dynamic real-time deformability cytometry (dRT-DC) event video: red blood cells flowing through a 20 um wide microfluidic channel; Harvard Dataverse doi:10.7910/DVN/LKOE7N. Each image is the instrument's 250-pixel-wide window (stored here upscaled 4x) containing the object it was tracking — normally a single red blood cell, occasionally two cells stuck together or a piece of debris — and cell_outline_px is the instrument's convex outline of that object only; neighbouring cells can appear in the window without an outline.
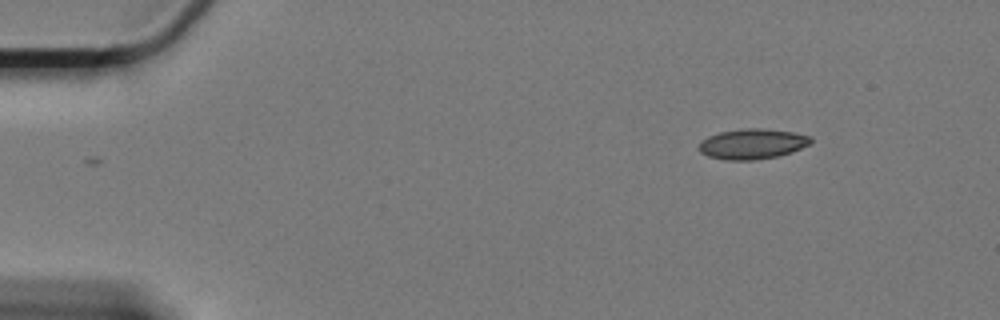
{"species": "Egyptian fruit bat (a non-hibernating species)", "species_latin": "Rousettus aegyptiacus", "temperature_condition": "cold", "stored_images_in_passage": 41, "camera_frame_rate_fps": 3000, "um_per_image_px": 0.085, "animal": {"sex": "female"}, "frame": {"image": 1, "passage_image": 1, "time_ms": 0.0, "image_size_px": [1000, 320], "cell_outline_px": [[812, 140], [808, 144], [792, 152], [780, 156], [756, 160], [724, 160], [708, 156], [700, 152], [700, 144], [708, 136], [720, 132], [748, 128], [760, 128], [792, 132], [812, 136]], "centroid_in_image_um": [63.97, 12.24], "position_along_channel_um": 21.0, "area_um2": 19.59}}
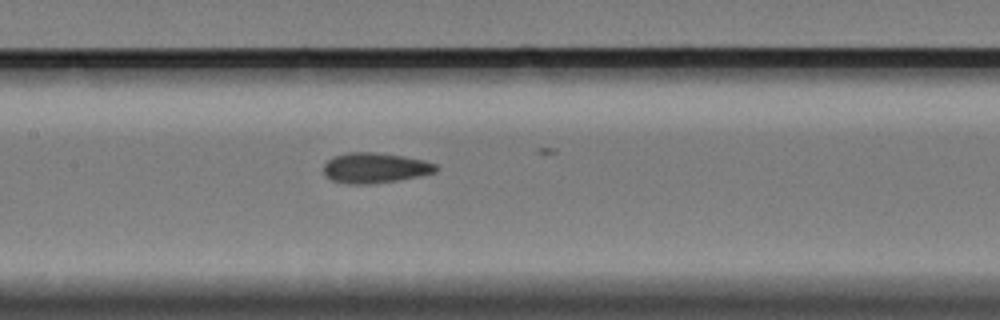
{"frame": {"image": 2, "passage_image": 23, "time_ms": 7.333, "image_size_px": [1000, 320], "cell_outline_px": [[440, 168], [436, 172], [420, 176], [396, 180], [368, 184], [348, 184], [332, 180], [324, 172], [324, 164], [328, 160], [336, 156], [348, 152], [376, 152], [404, 156], [424, 160], [436, 164]], "centroid_in_image_um": [31.92, 14.26], "position_along_channel_um": 175.5, "area_um2": 19.77}}
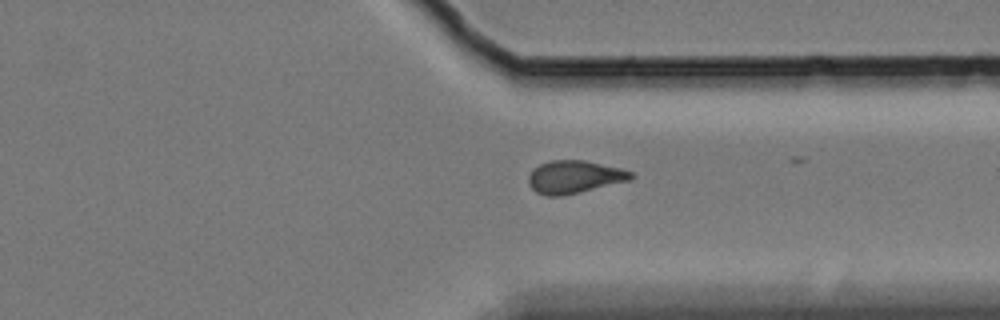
{"frame": {"image": 3, "passage_image": 40, "time_ms": 13.0, "image_size_px": [1000, 320], "cell_outline_px": [[636, 176], [632, 180], [580, 192], [560, 196], [548, 196], [536, 192], [528, 184], [528, 176], [532, 168], [548, 160], [584, 160], [620, 168], [632, 172]], "centroid_in_image_um": [48.82, 15.03], "position_along_channel_um": 362.6, "area_um2": 19.77}}